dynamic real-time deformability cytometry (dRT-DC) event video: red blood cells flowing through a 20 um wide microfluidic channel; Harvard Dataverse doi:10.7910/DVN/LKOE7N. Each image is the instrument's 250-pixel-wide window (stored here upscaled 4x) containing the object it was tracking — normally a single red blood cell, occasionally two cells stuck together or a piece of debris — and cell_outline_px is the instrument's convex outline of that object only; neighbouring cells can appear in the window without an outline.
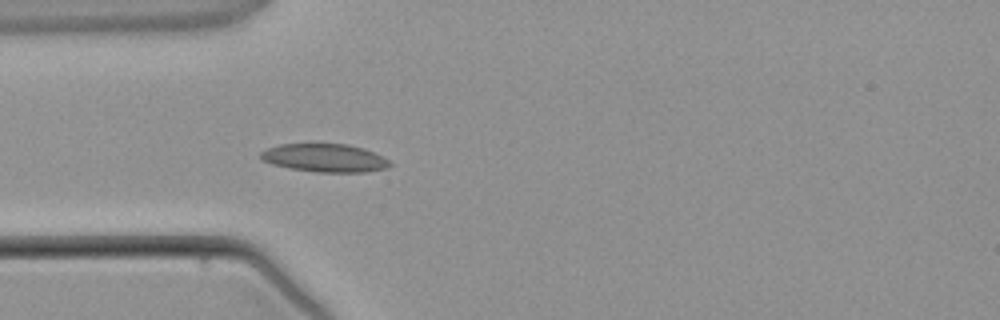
{"species": "common noctule bat (a hibernating species)", "species_latin": "Nyctalus noctula", "temperature_condition": "warm", "stored_images_in_passage": 3, "camera_frame_rate_fps": 3000, "um_per_image_px": 0.085, "animal": {"sex": "male", "body_mass_g": 21.5, "forearm_length_mm": 52.0}, "frame": {"image": 1, "passage_image": 3, "time_ms": 3.333, "image_size_px": [1000, 320], "cell_outline_px": [[392, 164], [388, 168], [364, 172], [316, 172], [288, 168], [272, 164], [264, 160], [260, 156], [260, 152], [268, 148], [280, 144], [348, 144], [364, 148], [388, 160]], "centroid_in_image_um": [27.6, 13.43], "position_along_channel_um": 57.4, "area_um2": 21.1}}